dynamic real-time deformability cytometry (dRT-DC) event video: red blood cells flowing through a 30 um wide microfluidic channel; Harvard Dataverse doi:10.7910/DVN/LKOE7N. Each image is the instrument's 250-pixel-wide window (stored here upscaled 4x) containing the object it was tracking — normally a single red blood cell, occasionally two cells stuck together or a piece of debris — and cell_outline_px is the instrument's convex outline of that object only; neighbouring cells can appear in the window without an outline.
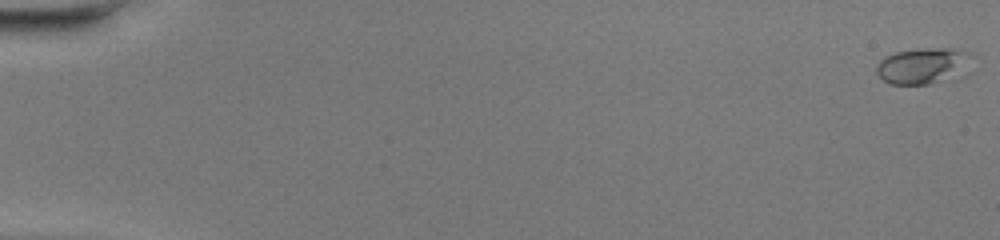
{"species": "common noctule bat (a hibernating species)", "species_latin": "Nyctalus noctula", "temperature_condition": "warm", "stored_images_in_passage": 15, "camera_frame_rate_fps": 3000, "um_per_image_px": 0.085, "animal": {"sex": "female", "body_mass_g": 20.0, "forearm_length_mm": 54.0}, "frame": {"image": 1, "passage_image": 1, "time_ms": 0.0, "image_size_px": [1000, 240], "cell_outline_px": [[972, 72], [968, 76], [928, 84], [892, 84], [884, 80], [876, 72], [876, 64], [884, 56], [896, 52], [924, 48], [948, 48], [972, 52]], "centroid_in_image_um": [78.62, 5.6], "position_along_channel_um": 6.4, "area_um2": 20.98}}
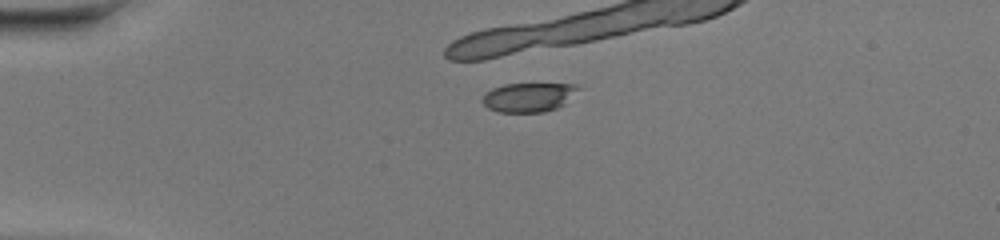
{"frame": {"image": 2, "passage_image": 13, "time_ms": 4.0, "image_size_px": [1000, 240], "cell_outline_px": [[580, 88], [564, 104], [556, 108], [544, 112], [496, 112], [488, 108], [484, 104], [484, 92], [492, 88], [504, 84], [576, 84]], "centroid_in_image_um": [44.92, 8.26], "position_along_channel_um": 40.1, "area_um2": 16.18}}